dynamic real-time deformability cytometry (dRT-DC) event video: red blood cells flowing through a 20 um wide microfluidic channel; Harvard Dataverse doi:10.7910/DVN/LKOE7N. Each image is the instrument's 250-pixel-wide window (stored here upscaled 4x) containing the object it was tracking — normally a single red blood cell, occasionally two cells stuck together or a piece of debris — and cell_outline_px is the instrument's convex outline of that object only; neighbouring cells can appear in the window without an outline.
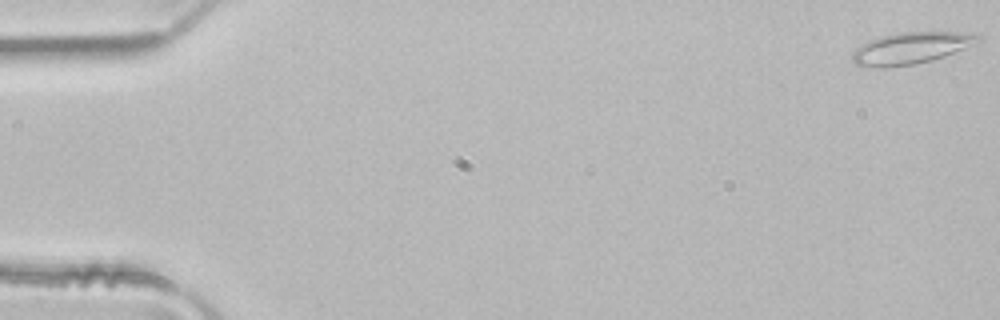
{"species": "common noctule bat (a hibernating species)", "species_latin": "Nyctalus noctula", "temperature_condition": "room temperature", "stored_images_in_passage": 7, "camera_frame_rate_fps": 3000, "um_per_image_px": 0.085, "animal": {"sex": "male", "body_mass_g": 21.5, "forearm_length_mm": 52.0}, "frame": {"image": 1, "passage_image": 1, "time_ms": 0.0, "image_size_px": [1000, 320], "cell_outline_px": [[984, 40], [944, 56], [932, 60], [912, 64], [880, 68], [856, 64], [852, 60], [852, 52], [856, 48], [868, 40], [880, 36], [900, 32], [976, 32], [984, 36]], "centroid_in_image_um": [77.49, 4.06], "position_along_channel_um": 7.5, "area_um2": 23.35}}
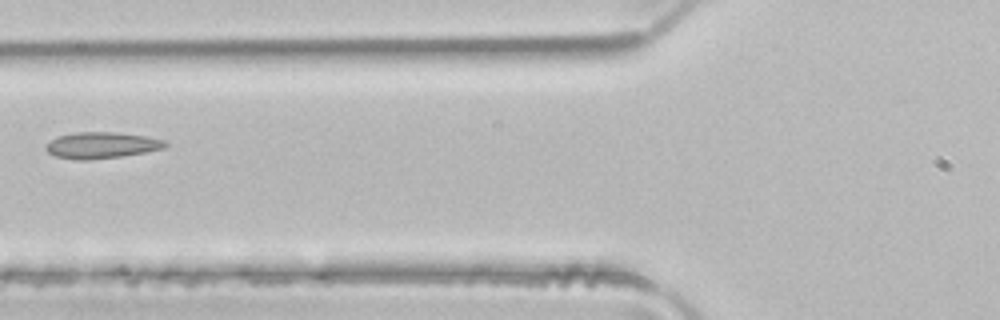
{"frame": {"image": 2, "passage_image": 6, "time_ms": 1.667, "image_size_px": [1000, 320], "cell_outline_px": [[168, 144], [164, 148], [144, 152], [120, 156], [88, 160], [76, 160], [56, 156], [48, 152], [44, 148], [56, 136], [72, 132], [116, 132], [148, 136], [164, 140]], "centroid_in_image_um": [8.62, 12.33], "position_along_channel_um": 117.2, "area_um2": 18.26}}
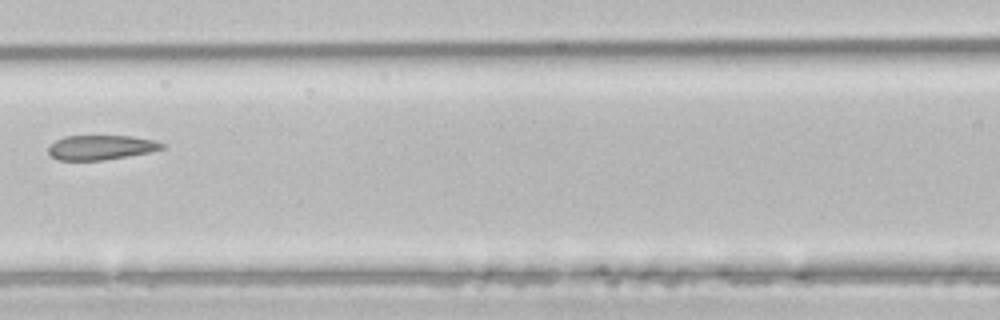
{"frame": {"image": 3, "passage_image": 7, "time_ms": 2.0, "image_size_px": [1000, 320], "cell_outline_px": [[164, 148], [148, 152], [128, 156], [100, 160], [56, 160], [48, 152], [48, 148], [56, 140], [64, 136], [132, 136], [156, 140], [164, 144]], "centroid_in_image_um": [8.58, 12.52], "position_along_channel_um": 158.0, "area_um2": 16.18}}